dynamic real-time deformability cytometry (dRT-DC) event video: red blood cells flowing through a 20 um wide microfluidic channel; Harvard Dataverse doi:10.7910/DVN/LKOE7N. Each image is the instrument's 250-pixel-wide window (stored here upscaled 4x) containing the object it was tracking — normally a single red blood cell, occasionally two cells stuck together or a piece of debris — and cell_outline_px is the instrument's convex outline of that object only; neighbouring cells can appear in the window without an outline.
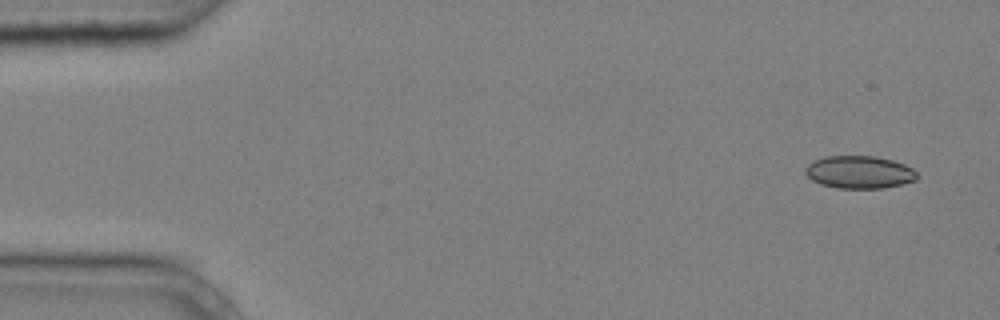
{"species": "common noctule bat (a hibernating species)", "species_latin": "Nyctalus noctula", "temperature_condition": "cold", "stored_images_in_passage": 7, "camera_frame_rate_fps": 3000, "um_per_image_px": 0.085, "animal": {"sex": "male", "body_mass_g": 20.4}, "frame": {"image": 1, "passage_image": 1, "time_ms": 0.0, "image_size_px": [1000, 320], "cell_outline_px": [[920, 176], [916, 180], [884, 188], [836, 188], [820, 184], [812, 180], [804, 172], [804, 168], [808, 164], [824, 156], [876, 156], [892, 160], [904, 164], [912, 168]], "centroid_in_image_um": [73.04, 14.63], "position_along_channel_um": 12.0, "area_um2": 21.33}}
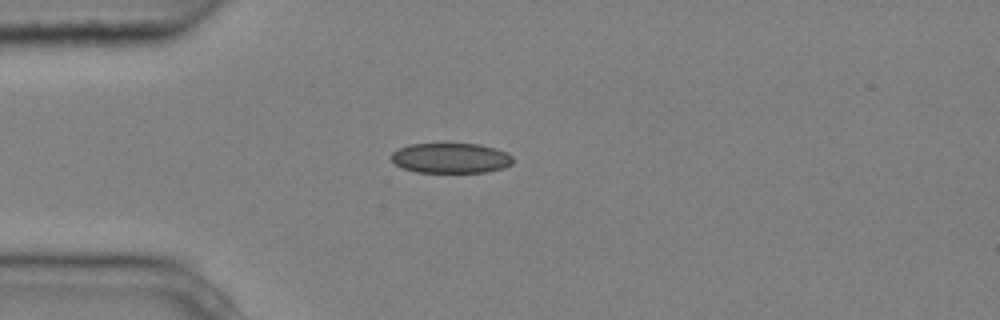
{"frame": {"image": 2, "passage_image": 4, "time_ms": 1.0, "image_size_px": [1000, 320], "cell_outline_px": [[512, 164], [504, 168], [484, 172], [416, 172], [404, 168], [396, 164], [392, 160], [392, 152], [408, 144], [480, 144], [504, 152], [512, 156]], "centroid_in_image_um": [38.31, 13.44], "position_along_channel_um": 46.7, "area_um2": 21.1}}
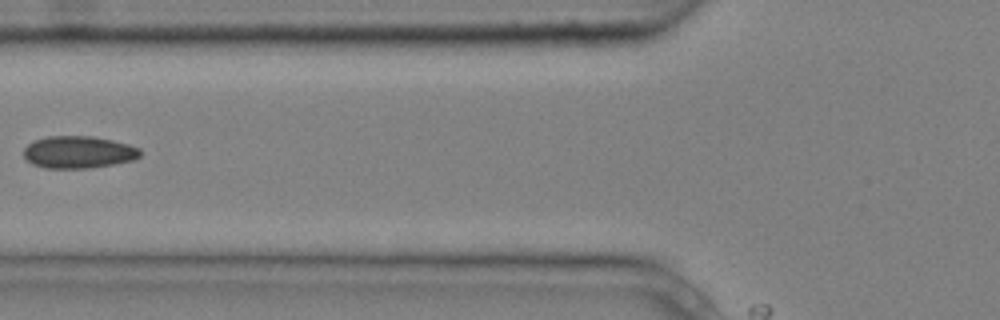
{"frame": {"image": 3, "passage_image": 6, "time_ms": 1.667, "image_size_px": [1000, 320], "cell_outline_px": [[140, 156], [132, 160], [92, 168], [44, 168], [32, 164], [24, 156], [24, 148], [32, 140], [48, 136], [92, 136], [112, 140], [128, 144], [140, 148]], "centroid_in_image_um": [6.64, 12.93], "position_along_channel_um": 119.2, "area_um2": 21.91}}